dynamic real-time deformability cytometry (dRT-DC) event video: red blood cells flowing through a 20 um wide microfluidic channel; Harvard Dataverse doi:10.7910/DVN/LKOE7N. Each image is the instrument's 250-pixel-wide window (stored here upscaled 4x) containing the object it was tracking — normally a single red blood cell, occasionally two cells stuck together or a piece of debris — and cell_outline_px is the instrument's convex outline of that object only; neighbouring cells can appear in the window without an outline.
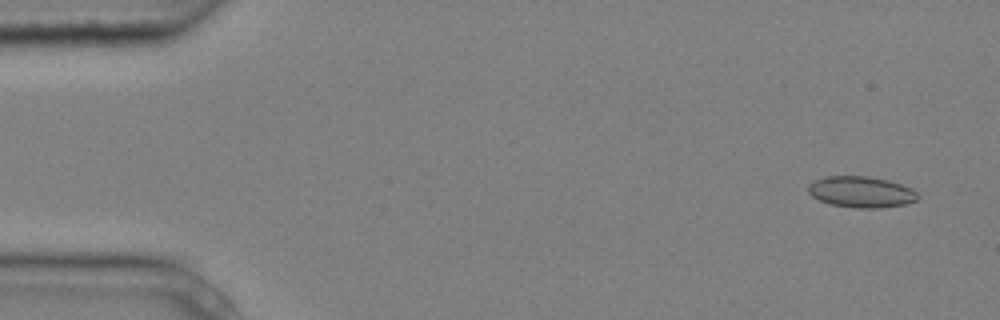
{"species": "common noctule bat (a hibernating species)", "species_latin": "Nyctalus noctula", "temperature_condition": "cold", "stored_images_in_passage": 5, "camera_frame_rate_fps": 3000, "um_per_image_px": 0.085, "animal": {"sex": "male", "body_mass_g": 20.4}, "frame": {"image": 1, "passage_image": 1, "time_ms": 0.0, "image_size_px": [1000, 320], "cell_outline_px": [[920, 196], [916, 200], [908, 204], [880, 208], [856, 208], [832, 204], [820, 200], [812, 196], [808, 192], [808, 184], [812, 180], [824, 176], [868, 176], [888, 180], [912, 188]], "centroid_in_image_um": [73.2, 16.31], "position_along_channel_um": 11.8, "area_um2": 20.06}}